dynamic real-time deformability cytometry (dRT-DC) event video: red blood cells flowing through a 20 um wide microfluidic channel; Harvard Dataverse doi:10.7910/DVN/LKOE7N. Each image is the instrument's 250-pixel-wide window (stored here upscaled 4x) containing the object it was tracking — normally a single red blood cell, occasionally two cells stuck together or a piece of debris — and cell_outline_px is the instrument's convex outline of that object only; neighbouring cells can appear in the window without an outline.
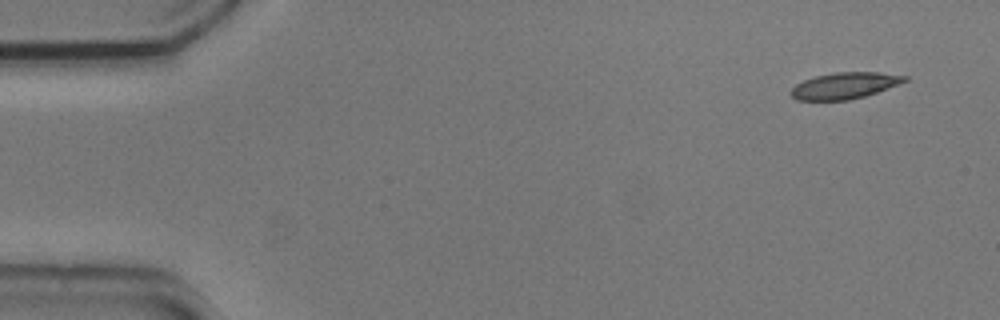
{"species": "common noctule bat (a hibernating species)", "species_latin": "Nyctalus noctula", "temperature_condition": "cold", "stored_images_in_passage": 52, "camera_frame_rate_fps": 3000, "um_per_image_px": 0.085, "animal": {"sex": "male", "body_mass_g": 20.5, "forearm_length_mm": 52.5}, "frame": {"image": 1, "passage_image": 1, "time_ms": 0.0, "image_size_px": [1000, 320], "cell_outline_px": [[908, 80], [900, 84], [864, 96], [848, 100], [796, 100], [788, 92], [796, 84], [804, 80], [816, 76], [836, 72], [880, 72], [908, 76]], "centroid_in_image_um": [71.8, 7.27], "position_along_channel_um": 13.2, "area_um2": 17.46}}
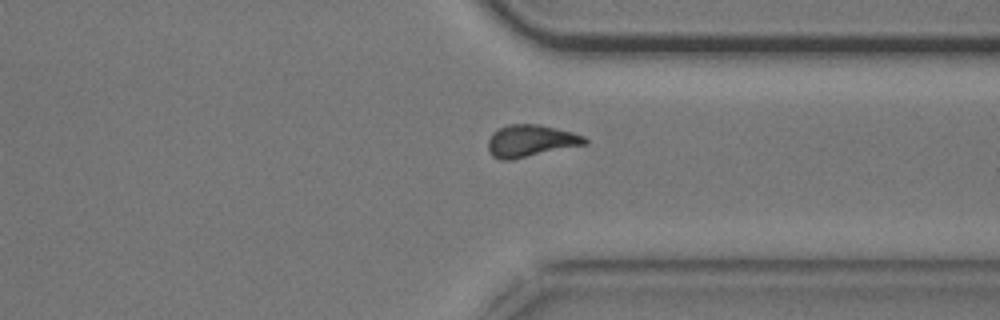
{"frame": {"image": 2, "passage_image": 39, "time_ms": 12.667, "image_size_px": [1000, 320], "cell_outline_px": [[588, 144], [512, 160], [500, 160], [492, 156], [488, 148], [488, 140], [492, 132], [508, 124], [540, 124], [572, 132], [584, 136], [588, 140]], "centroid_in_image_um": [45.11, 11.98], "position_along_channel_um": 366.3, "area_um2": 18.26}}
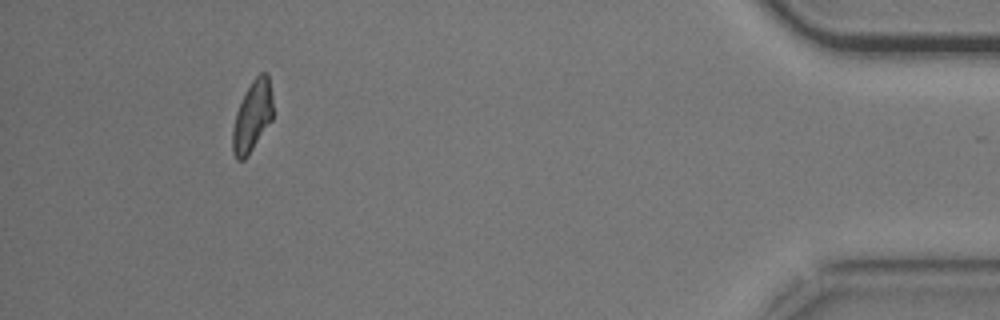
{"frame": {"image": 3, "passage_image": 48, "time_ms": 15.667, "image_size_px": [1000, 320], "cell_outline_px": [[272, 120], [248, 156], [244, 160], [236, 160], [232, 152], [232, 132], [236, 112], [252, 80], [260, 72], [264, 72], [268, 76], [272, 92]], "centroid_in_image_um": [21.45, 9.92], "position_along_channel_um": 413.8, "area_um2": 16.59}, "authors_computed_cell_mechanics": {"area_um2": 17.9758, "velocity_mm_per_s": 3.6824, "shape_relaxation_time_tau1_ms": 11.3048, "shape_relaxation_time_tau2_ms": 6.348, "deformation_change_tau1": 0.2307, "deformation_change_tau2": 0.1395}}